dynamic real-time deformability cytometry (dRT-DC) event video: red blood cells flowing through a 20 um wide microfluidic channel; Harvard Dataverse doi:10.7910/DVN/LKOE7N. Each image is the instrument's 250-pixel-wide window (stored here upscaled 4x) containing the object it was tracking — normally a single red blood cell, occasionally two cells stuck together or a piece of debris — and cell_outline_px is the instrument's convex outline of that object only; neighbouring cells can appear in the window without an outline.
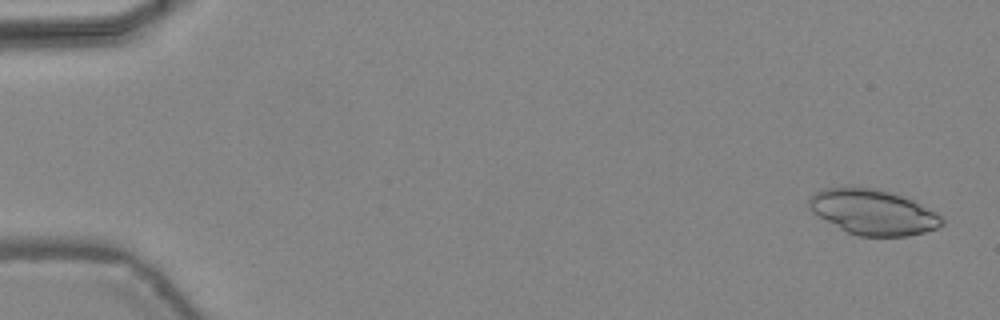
{"species": "common noctule bat (a hibernating species)", "species_latin": "Nyctalus noctula", "temperature_condition": "warm", "stored_images_in_passage": 8, "camera_frame_rate_fps": 3000, "um_per_image_px": 0.085, "animal": {"sex": "female", "body_mass_g": 24.6, "forearm_length_mm": 56.2}, "frame": {"image": 1, "passage_image": 2, "time_ms": 0.333, "image_size_px": [1000, 320], "cell_outline_px": [[944, 224], [936, 228], [924, 232], [908, 236], [860, 236], [848, 232], [840, 228], [812, 212], [808, 208], [808, 196], [824, 188], [876, 188], [892, 192], [912, 200], [936, 212], [944, 220]], "centroid_in_image_um": [74.2, 18.03], "position_along_channel_um": 10.8, "area_um2": 34.74}}